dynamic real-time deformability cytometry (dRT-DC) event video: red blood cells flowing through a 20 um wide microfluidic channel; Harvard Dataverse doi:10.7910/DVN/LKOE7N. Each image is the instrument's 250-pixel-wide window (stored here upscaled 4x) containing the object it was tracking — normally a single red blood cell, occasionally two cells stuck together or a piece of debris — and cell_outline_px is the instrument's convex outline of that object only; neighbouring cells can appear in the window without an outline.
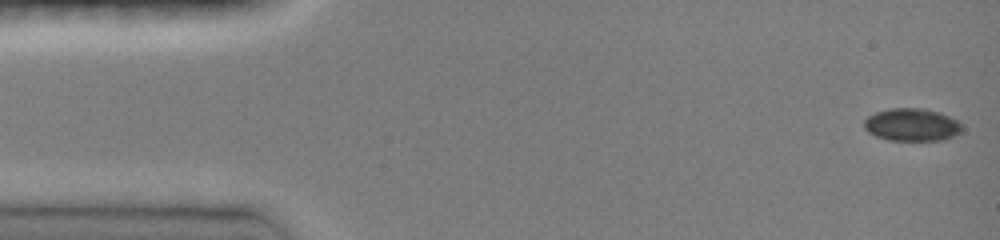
{"species": "common noctule bat (a hibernating species)", "species_latin": "Nyctalus noctula", "temperature_condition": "room temperature", "stored_images_in_passage": 2, "camera_frame_rate_fps": 3000, "um_per_image_px": 0.085, "animal": {"sex": "female", "body_mass_g": 19.0, "forearm_length_mm": 51.5}, "frame": {"image": 1, "passage_image": 1, "time_ms": 0.0, "image_size_px": [1000, 240], "cell_outline_px": [[960, 132], [944, 140], [888, 140], [876, 136], [868, 132], [864, 128], [864, 120], [868, 116], [876, 112], [888, 108], [924, 108], [940, 112], [956, 120], [960, 124]], "centroid_in_image_um": [77.46, 10.59], "position_along_channel_um": 7.5, "area_um2": 18.55}}